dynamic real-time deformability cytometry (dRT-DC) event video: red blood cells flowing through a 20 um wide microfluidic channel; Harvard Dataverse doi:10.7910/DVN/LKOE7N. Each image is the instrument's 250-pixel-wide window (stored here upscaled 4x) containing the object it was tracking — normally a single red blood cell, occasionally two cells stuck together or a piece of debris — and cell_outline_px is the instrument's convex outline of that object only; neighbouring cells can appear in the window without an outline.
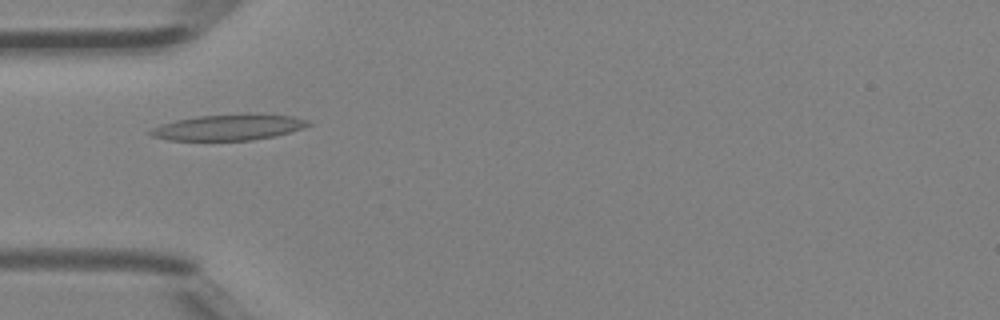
{"species": "Egyptian fruit bat (a non-hibernating species)", "species_latin": "Rousettus aegyptiacus", "temperature_condition": "room temperature", "stored_images_in_passage": 4, "camera_frame_rate_fps": 3000, "um_per_image_px": 0.085, "animal": {"sex": "female"}, "frame": {"image": 1, "passage_image": 4, "time_ms": 1.0, "image_size_px": [1000, 320], "cell_outline_px": [[312, 124], [304, 128], [276, 136], [252, 140], [168, 140], [152, 136], [148, 132], [152, 128], [160, 124], [176, 120], [200, 116], [248, 112], [292, 116], [308, 120]], "centroid_in_image_um": [19.48, 10.8], "position_along_channel_um": 65.5, "area_um2": 24.16}}